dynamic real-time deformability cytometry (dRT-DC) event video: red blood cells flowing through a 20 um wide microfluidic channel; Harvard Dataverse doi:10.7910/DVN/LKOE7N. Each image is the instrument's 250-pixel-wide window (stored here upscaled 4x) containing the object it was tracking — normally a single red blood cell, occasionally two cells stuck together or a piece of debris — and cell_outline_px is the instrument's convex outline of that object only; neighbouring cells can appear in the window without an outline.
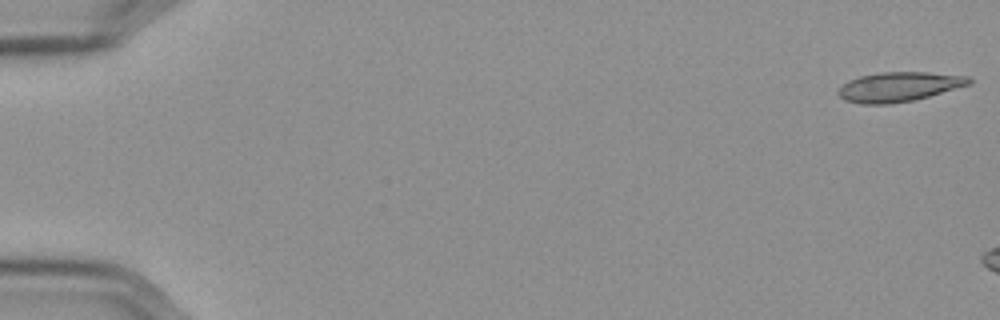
{"species": "Egyptian fruit bat (a non-hibernating species)", "species_latin": "Rousettus aegyptiacus", "temperature_condition": "cold", "stored_images_in_passage": 8, "camera_frame_rate_fps": 3000, "um_per_image_px": 0.085, "frame": {"image": 1, "passage_image": 1, "time_ms": 0.0, "image_size_px": [1000, 320], "cell_outline_px": [[972, 84], [928, 96], [912, 100], [888, 104], [860, 104], [844, 100], [836, 92], [848, 80], [860, 76], [880, 72], [928, 72], [972, 76]], "centroid_in_image_um": [76.43, 7.37], "position_along_channel_um": 8.6, "area_um2": 22.6}}